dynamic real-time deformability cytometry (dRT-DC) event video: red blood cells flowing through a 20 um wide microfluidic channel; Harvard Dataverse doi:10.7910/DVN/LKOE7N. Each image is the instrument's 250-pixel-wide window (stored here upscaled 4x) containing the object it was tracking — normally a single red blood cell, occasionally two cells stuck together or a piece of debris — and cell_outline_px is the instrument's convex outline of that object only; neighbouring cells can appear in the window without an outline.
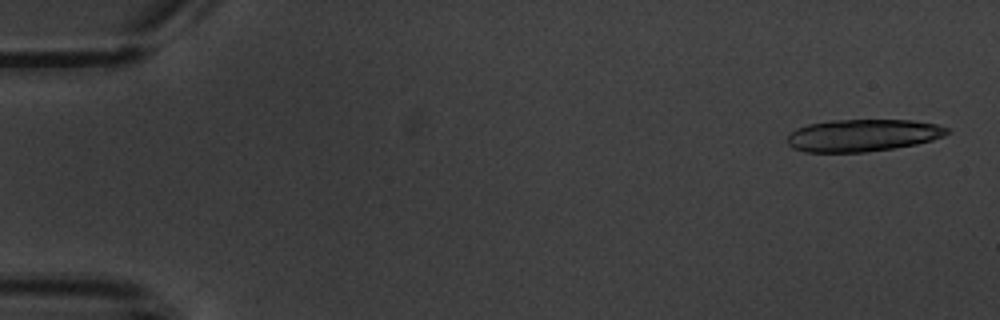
{"species": "common noctule bat (a hibernating species)", "species_latin": "Nyctalus noctula", "temperature_condition": "warm", "stored_images_in_passage": 10, "camera_frame_rate_fps": 3000, "um_per_image_px": 0.085, "animal": {"sex": "male", "body_mass_g": 20.1, "forearm_length_mm": 53.5}, "frame": {"image": 1, "passage_image": 1, "time_ms": 0.0, "image_size_px": [1000, 320], "cell_outline_px": [[948, 132], [944, 136], [932, 140], [916, 144], [892, 148], [864, 152], [804, 152], [792, 148], [788, 144], [788, 136], [796, 128], [808, 124], [828, 120], [912, 120], [936, 124], [948, 128]], "centroid_in_image_um": [73.31, 11.5], "position_along_channel_um": 11.7, "area_um2": 29.94}}
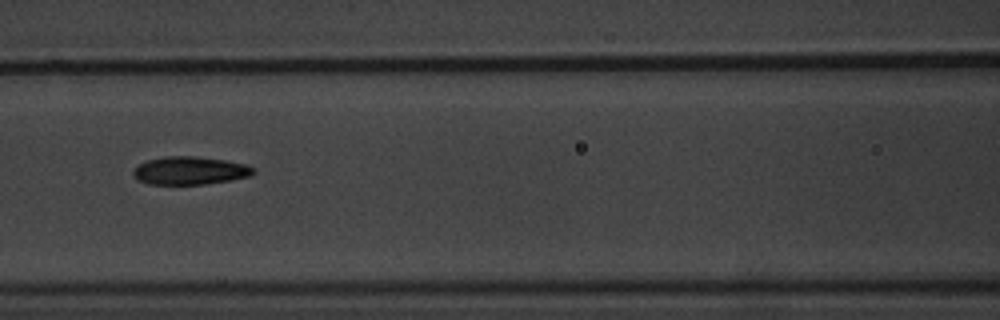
{"frame": {"image": 2, "passage_image": 7, "time_ms": 8.0, "image_size_px": [1000, 320], "cell_outline_px": [[256, 172], [248, 176], [232, 180], [204, 184], [148, 184], [136, 180], [132, 176], [132, 172], [140, 164], [148, 160], [164, 156], [196, 156], [224, 160], [244, 164], [256, 168]], "centroid_in_image_um": [16.13, 14.5], "position_along_channel_um": 150.5, "area_um2": 19.65}}
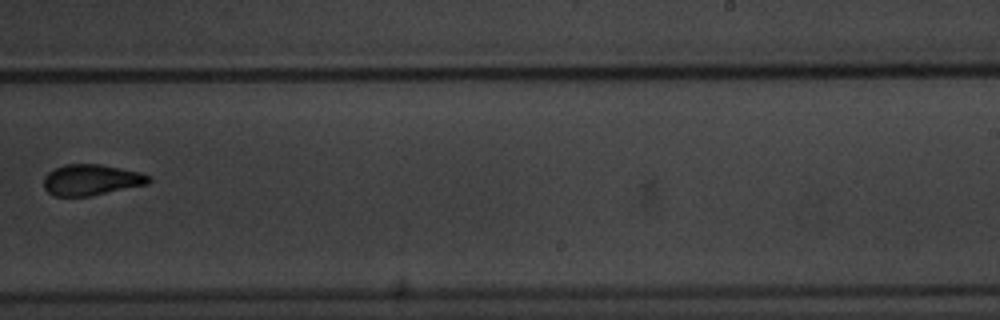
{"frame": {"image": 3, "passage_image": 10, "time_ms": 11.667, "image_size_px": [1000, 320], "cell_outline_px": [[152, 180], [148, 184], [92, 196], [56, 196], [48, 192], [44, 188], [44, 176], [48, 172], [64, 164], [100, 164], [140, 172], [152, 176]], "centroid_in_image_um": [7.79, 15.29], "position_along_channel_um": 281.2, "area_um2": 19.07}}